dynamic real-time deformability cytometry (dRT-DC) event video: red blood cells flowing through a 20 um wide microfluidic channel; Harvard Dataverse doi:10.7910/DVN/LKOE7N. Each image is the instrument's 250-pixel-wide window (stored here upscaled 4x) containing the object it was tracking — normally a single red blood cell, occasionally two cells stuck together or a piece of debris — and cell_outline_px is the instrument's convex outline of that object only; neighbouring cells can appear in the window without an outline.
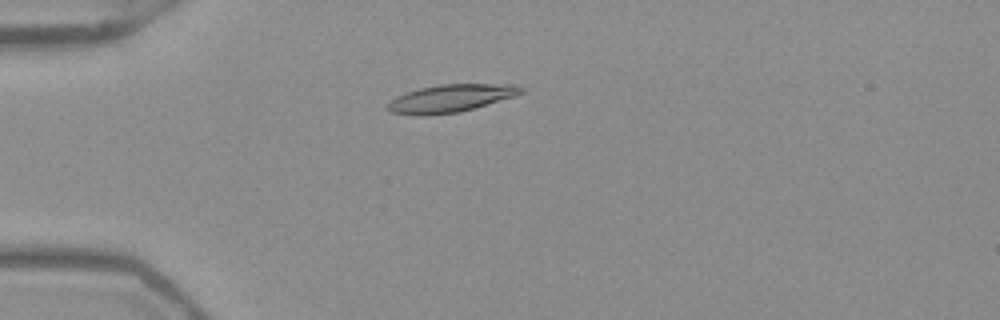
{"species": "Egyptian fruit bat (a non-hibernating species)", "species_latin": "Rousettus aegyptiacus", "temperature_condition": "warm", "stored_images_in_passage": 53, "camera_frame_rate_fps": 3000, "um_per_image_px": 0.085, "frame": {"image": 1, "passage_image": 15, "time_ms": 4.667, "image_size_px": [1000, 320], "cell_outline_px": [[524, 92], [516, 96], [460, 112], [424, 116], [416, 116], [392, 112], [384, 108], [396, 96], [420, 88], [440, 84], [516, 84], [524, 88]], "centroid_in_image_um": [38.33, 8.36], "position_along_channel_um": 46.7, "area_um2": 21.68}}
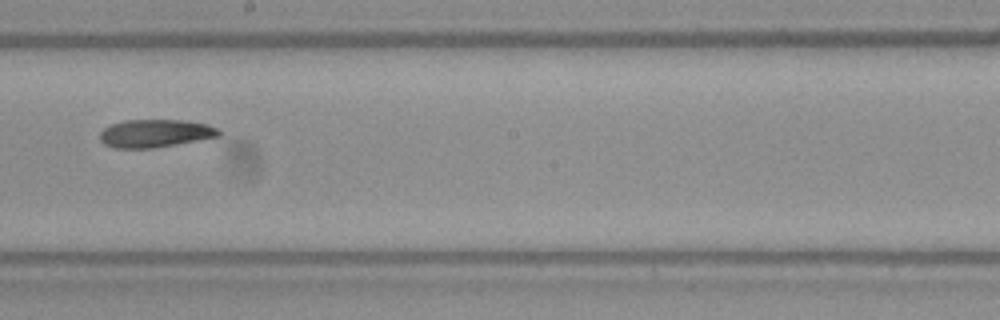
{"frame": {"image": 2, "passage_image": 31, "time_ms": 10.0, "image_size_px": [1000, 320], "cell_outline_px": [[220, 136], [156, 148], [112, 148], [104, 144], [100, 140], [100, 132], [104, 128], [112, 124], [124, 120], [184, 120], [208, 124], [220, 128]], "centroid_in_image_um": [13.21, 11.34], "position_along_channel_um": 235.0, "area_um2": 19.54}}
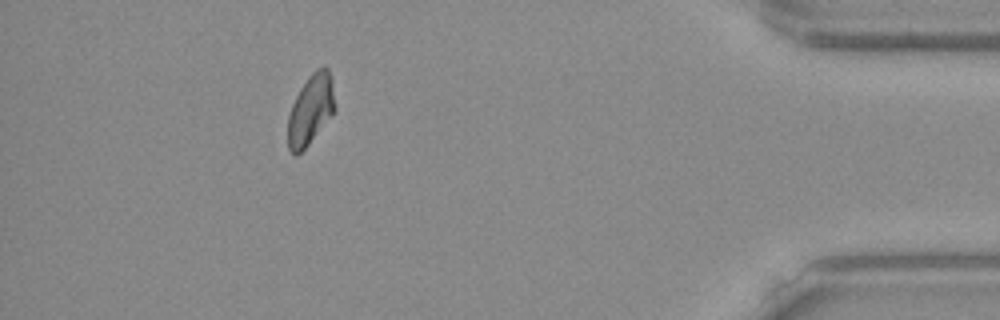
{"frame": {"image": 3, "passage_image": 48, "time_ms": 15.667, "image_size_px": [1000, 320], "cell_outline_px": [[336, 108], [308, 144], [296, 156], [292, 156], [288, 148], [288, 116], [292, 104], [300, 88], [308, 76], [316, 68], [324, 64], [328, 68], [332, 80]], "centroid_in_image_um": [26.39, 9.28], "position_along_channel_um": 408.8, "area_um2": 19.19}, "authors_computed_cell_mechanics": {"area_um2": 19.7098, "velocity_mm_per_s": 3.9357, "shape_relaxation_time_tau1_ms": null, "shape_relaxation_time_tau2_ms": 7.2559, "deformation_change_tau1": null, "deformation_change_tau2": 0.1577}}